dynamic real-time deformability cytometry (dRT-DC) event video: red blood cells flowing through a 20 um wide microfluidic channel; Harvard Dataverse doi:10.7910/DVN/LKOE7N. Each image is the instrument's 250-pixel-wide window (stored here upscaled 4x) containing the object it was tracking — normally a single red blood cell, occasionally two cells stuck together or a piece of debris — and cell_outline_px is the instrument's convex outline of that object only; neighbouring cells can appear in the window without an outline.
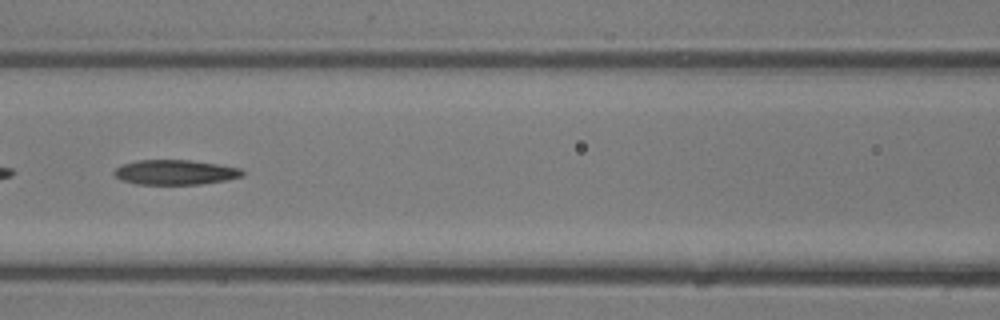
{"species": "common noctule bat (a hibernating species)", "species_latin": "Nyctalus noctula", "temperature_condition": "room temperature", "stored_images_in_passage": 33, "camera_frame_rate_fps": 3000, "um_per_image_px": 0.085, "animal": {"sex": "male", "body_mass_g": 13.3}, "frame": {"image": 1, "passage_image": 13, "time_ms": 4.0, "image_size_px": [1000, 320], "cell_outline_px": [[244, 176], [224, 180], [200, 184], [136, 184], [120, 180], [112, 172], [116, 168], [124, 164], [136, 160], [188, 160], [216, 164], [240, 168], [244, 172]], "centroid_in_image_um": [14.86, 14.64], "position_along_channel_um": 151.7, "area_um2": 18.44}}
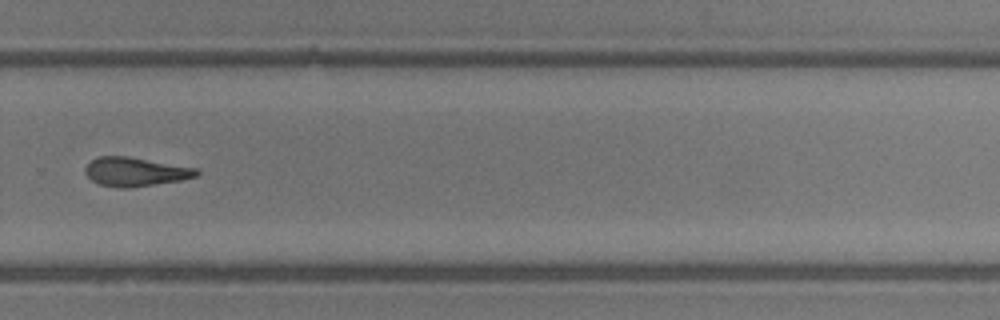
{"frame": {"image": 2, "passage_image": 22, "time_ms": 7.0, "image_size_px": [1000, 320], "cell_outline_px": [[200, 172], [196, 176], [180, 180], [132, 188], [116, 188], [100, 184], [92, 180], [84, 172], [84, 168], [92, 160], [100, 156], [128, 156], [196, 168]], "centroid_in_image_um": [11.48, 14.6], "position_along_channel_um": 318.3, "area_um2": 18.67}}
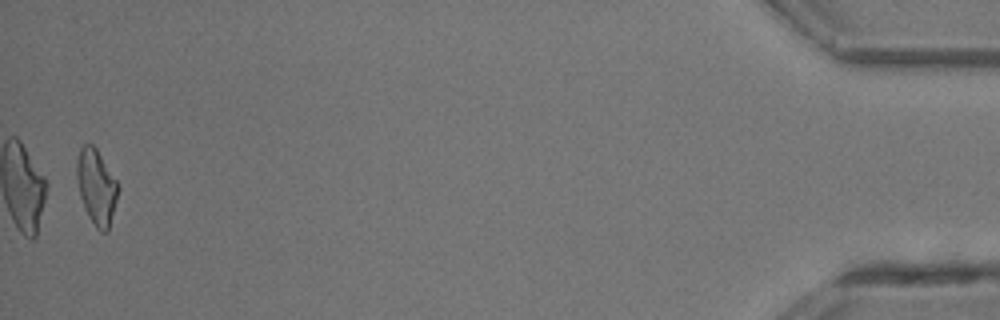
{"frame": {"image": 3, "passage_image": 33, "time_ms": 10.667, "image_size_px": [1000, 320], "cell_outline_px": [[120, 188], [108, 232], [100, 232], [96, 228], [88, 216], [84, 208], [80, 196], [76, 176], [76, 160], [80, 148], [84, 144], [92, 144], [96, 148], [116, 180]], "centroid_in_image_um": [8.19, 15.9], "position_along_channel_um": 427.0, "area_um2": 18.21}}